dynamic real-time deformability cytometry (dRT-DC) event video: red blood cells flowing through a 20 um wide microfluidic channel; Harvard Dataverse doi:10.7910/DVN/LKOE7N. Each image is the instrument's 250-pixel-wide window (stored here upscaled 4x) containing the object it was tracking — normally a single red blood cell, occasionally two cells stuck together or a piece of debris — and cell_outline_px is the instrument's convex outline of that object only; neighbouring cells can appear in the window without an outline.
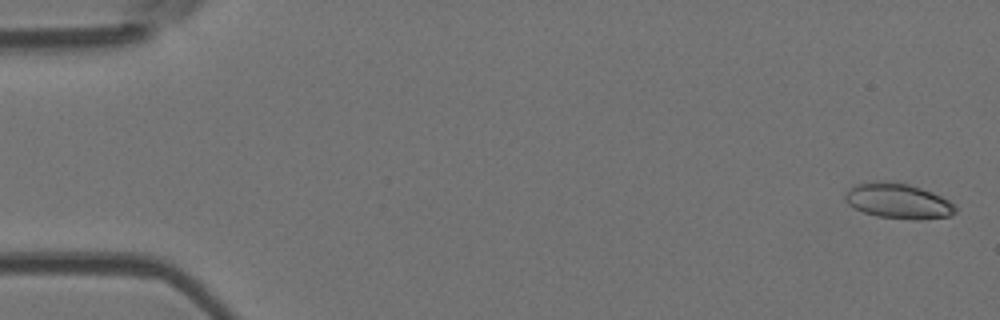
{"species": "Egyptian fruit bat (a non-hibernating species)", "species_latin": "Rousettus aegyptiacus", "temperature_condition": "room temperature", "stored_images_in_passage": 5, "camera_frame_rate_fps": 3000, "um_per_image_px": 0.085, "animal": {"sex": "female"}, "frame": {"image": 1, "passage_image": 1, "time_ms": 0.0, "image_size_px": [1000, 320], "cell_outline_px": [[956, 212], [948, 216], [920, 220], [912, 220], [876, 216], [864, 212], [848, 204], [844, 200], [844, 196], [848, 188], [856, 184], [872, 180], [880, 180], [908, 184], [932, 192], [948, 200], [956, 208]], "centroid_in_image_um": [76.3, 17.08], "position_along_channel_um": 8.7, "area_um2": 22.72}}